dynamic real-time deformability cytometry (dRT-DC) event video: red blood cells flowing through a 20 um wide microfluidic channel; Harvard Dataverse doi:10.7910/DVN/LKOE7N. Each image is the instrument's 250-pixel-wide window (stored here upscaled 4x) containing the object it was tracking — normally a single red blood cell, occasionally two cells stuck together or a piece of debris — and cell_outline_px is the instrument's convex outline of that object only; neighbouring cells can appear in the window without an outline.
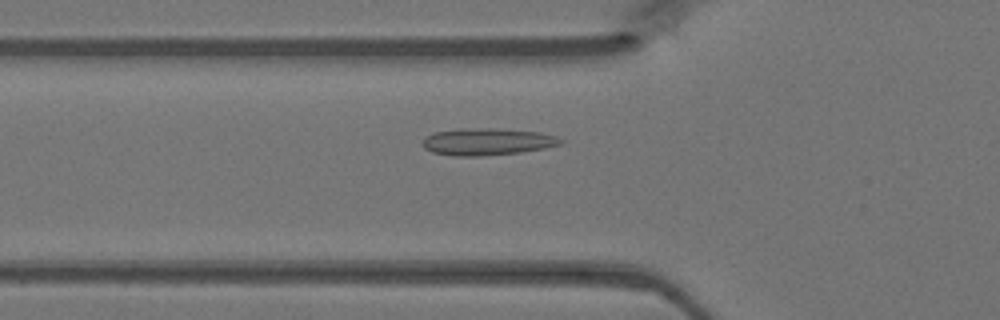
{"species": "Egyptian fruit bat (a non-hibernating species)", "species_latin": "Rousettus aegyptiacus", "temperature_condition": "warm", "stored_images_in_passage": 3, "camera_frame_rate_fps": 3000, "um_per_image_px": 0.085, "animal": {"sex": "female"}, "frame": {"image": 1, "passage_image": 2, "time_ms": 0.333, "image_size_px": [1000, 320], "cell_outline_px": [[564, 144], [544, 148], [520, 152], [480, 156], [452, 156], [432, 152], [424, 148], [420, 144], [428, 136], [436, 132], [460, 128], [492, 128], [540, 132], [556, 136], [564, 140]], "centroid_in_image_um": [41.43, 12.04], "position_along_channel_um": 84.4, "area_um2": 21.79}}